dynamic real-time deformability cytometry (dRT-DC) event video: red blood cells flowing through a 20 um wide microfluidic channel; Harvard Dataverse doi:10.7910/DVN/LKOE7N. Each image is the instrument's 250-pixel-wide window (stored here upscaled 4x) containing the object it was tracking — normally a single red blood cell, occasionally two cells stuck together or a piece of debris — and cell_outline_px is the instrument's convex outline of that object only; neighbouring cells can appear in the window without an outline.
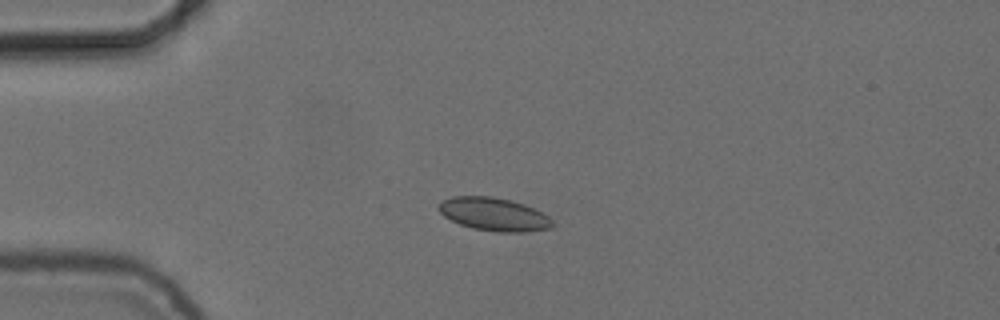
{"species": "common noctule bat (a hibernating species)", "species_latin": "Nyctalus noctula", "temperature_condition": "cold", "stored_images_in_passage": 42, "camera_frame_rate_fps": 3000, "um_per_image_px": 0.085, "animal": {"sex": "female", "body_mass_g": 24.6, "forearm_length_mm": 56.2}, "frame": {"image": 1, "passage_image": 1, "time_ms": 0.0, "image_size_px": [1000, 320], "cell_outline_px": [[556, 224], [552, 228], [524, 232], [496, 232], [472, 228], [460, 224], [444, 216], [436, 208], [444, 200], [452, 196], [492, 196], [524, 204], [548, 216]], "centroid_in_image_um": [41.99, 18.22], "position_along_channel_um": 43.0, "area_um2": 21.91}}
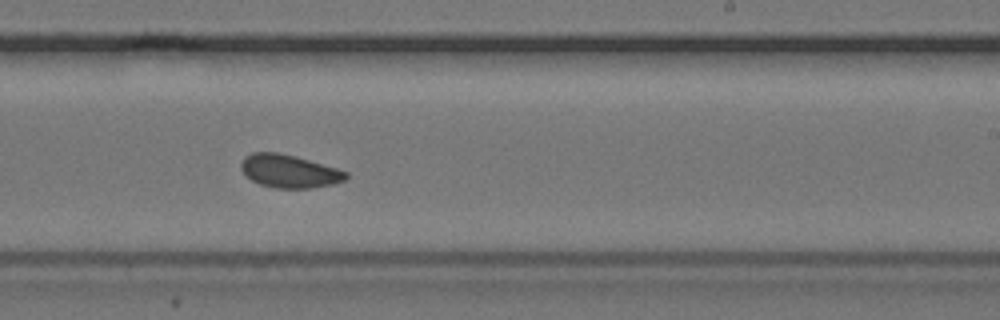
{"frame": {"image": 2, "passage_image": 21, "time_ms": 6.667, "image_size_px": [1000, 320], "cell_outline_px": [[348, 176], [344, 180], [332, 184], [312, 188], [276, 188], [260, 184], [252, 180], [240, 168], [240, 164], [244, 156], [252, 152], [276, 152], [296, 156], [336, 168], [348, 172]], "centroid_in_image_um": [24.57, 14.54], "position_along_channel_um": 264.4, "area_um2": 20.11}}
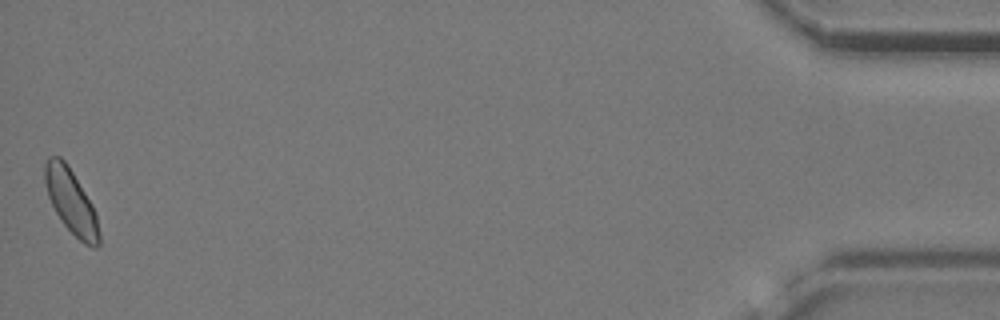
{"frame": {"image": 3, "passage_image": 42, "time_ms": 13.667, "image_size_px": [1000, 320], "cell_outline_px": [[100, 244], [96, 248], [92, 248], [84, 244], [64, 224], [56, 212], [48, 196], [44, 180], [44, 164], [48, 156], [60, 156], [68, 164], [92, 204], [96, 212], [100, 236]], "centroid_in_image_um": [6.05, 17.11], "position_along_channel_um": 429.2, "area_um2": 20.35}, "authors_computed_cell_mechanics": {"area_um2": 20.3456, "velocity_mm_per_s": 3.7071, "shape_relaxation_time_tau1_ms": null, "shape_relaxation_time_tau2_ms": 2.9737, "deformation_change_tau1": null, "deformation_change_tau2": 0.0596}}